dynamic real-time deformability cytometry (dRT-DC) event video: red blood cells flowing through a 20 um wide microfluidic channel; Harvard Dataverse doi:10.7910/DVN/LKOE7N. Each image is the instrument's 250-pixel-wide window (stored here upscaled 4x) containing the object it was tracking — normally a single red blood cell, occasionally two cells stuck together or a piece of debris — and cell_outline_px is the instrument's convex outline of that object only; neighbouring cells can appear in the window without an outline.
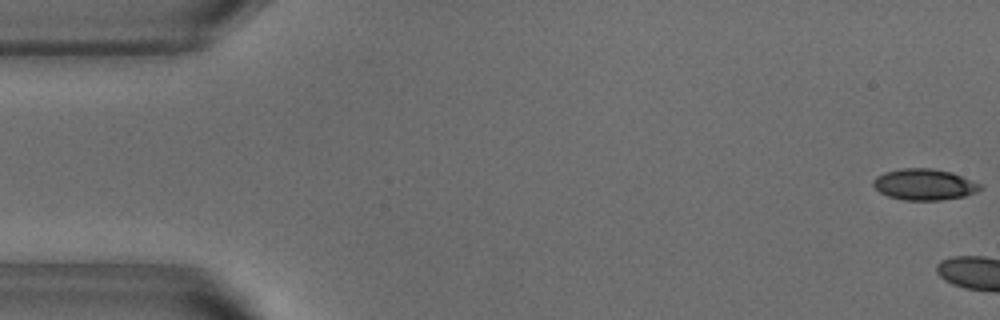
{"species": "common noctule bat (a hibernating species)", "species_latin": "Nyctalus noctula", "temperature_condition": "warm", "stored_images_in_passage": 4, "camera_frame_rate_fps": 3000, "um_per_image_px": 0.085, "animal": {"sex": "male", "body_mass_g": 18.8}, "frame": {"image": 1, "passage_image": 1, "time_ms": 0.0, "image_size_px": [1000, 320], "cell_outline_px": [[984, 188], [976, 192], [964, 196], [940, 200], [904, 200], [888, 196], [880, 192], [872, 184], [872, 180], [876, 176], [884, 172], [900, 168], [932, 168], [952, 172], [980, 184]], "centroid_in_image_um": [78.55, 15.67], "position_along_channel_um": 6.5, "area_um2": 19.48}}